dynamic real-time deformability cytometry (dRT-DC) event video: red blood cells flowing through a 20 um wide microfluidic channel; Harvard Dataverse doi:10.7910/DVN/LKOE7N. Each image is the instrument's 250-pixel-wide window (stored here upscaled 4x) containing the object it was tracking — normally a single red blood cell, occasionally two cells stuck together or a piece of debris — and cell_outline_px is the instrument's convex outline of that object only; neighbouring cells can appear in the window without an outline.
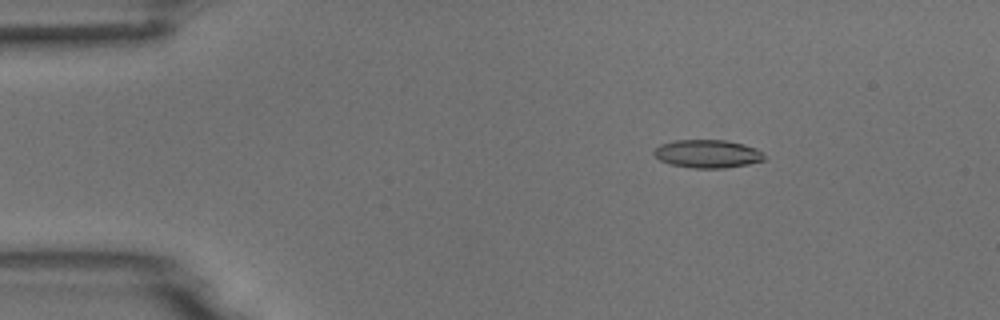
{"species": "common noctule bat (a hibernating species)", "species_latin": "Nyctalus noctula", "temperature_condition": "room temperature", "stored_images_in_passage": 5, "camera_frame_rate_fps": 3000, "um_per_image_px": 0.085, "animal": {"sex": "male", "body_mass_g": 18.8}, "frame": {"image": 1, "passage_image": 3, "time_ms": 2.333, "image_size_px": [1000, 320], "cell_outline_px": [[764, 160], [748, 164], [724, 168], [692, 168], [672, 164], [660, 160], [652, 152], [660, 144], [676, 140], [728, 140], [744, 144], [756, 148], [764, 156]], "centroid_in_image_um": [60.14, 13.07], "position_along_channel_um": 24.9, "area_um2": 17.98}}